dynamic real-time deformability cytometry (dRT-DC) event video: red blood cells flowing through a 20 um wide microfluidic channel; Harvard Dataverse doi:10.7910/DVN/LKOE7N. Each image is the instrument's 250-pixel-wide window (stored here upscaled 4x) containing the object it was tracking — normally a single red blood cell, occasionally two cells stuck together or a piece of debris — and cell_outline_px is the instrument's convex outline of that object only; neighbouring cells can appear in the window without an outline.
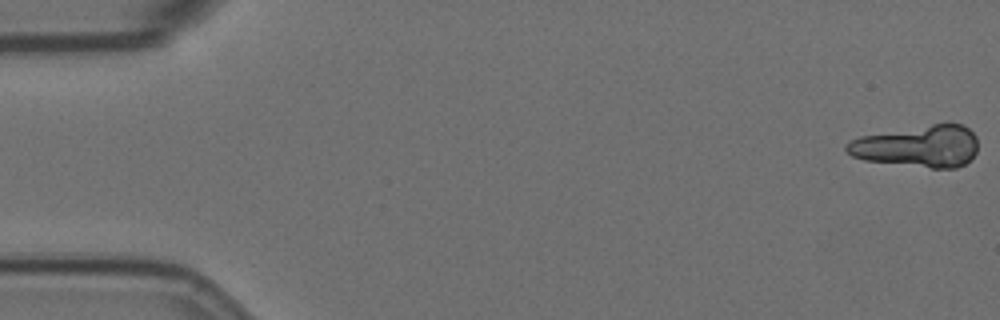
{"species": "Egyptian fruit bat (a non-hibernating species)", "species_latin": "Rousettus aegyptiacus", "temperature_condition": "room temperature", "stored_images_in_passage": 43, "camera_frame_rate_fps": 3000, "um_per_image_px": 0.085, "animal": {"sex": "female"}, "frame": {"image": 1, "passage_image": 1, "time_ms": 0.0, "image_size_px": [1000, 320], "cell_outline_px": [[976, 152], [964, 164], [956, 168], [932, 168], [864, 160], [852, 156], [844, 148], [844, 144], [860, 136], [948, 120], [960, 124], [968, 128], [976, 136]], "centroid_in_image_um": [78.03, 12.39], "position_along_channel_um": 7.0, "area_um2": 32.43}}